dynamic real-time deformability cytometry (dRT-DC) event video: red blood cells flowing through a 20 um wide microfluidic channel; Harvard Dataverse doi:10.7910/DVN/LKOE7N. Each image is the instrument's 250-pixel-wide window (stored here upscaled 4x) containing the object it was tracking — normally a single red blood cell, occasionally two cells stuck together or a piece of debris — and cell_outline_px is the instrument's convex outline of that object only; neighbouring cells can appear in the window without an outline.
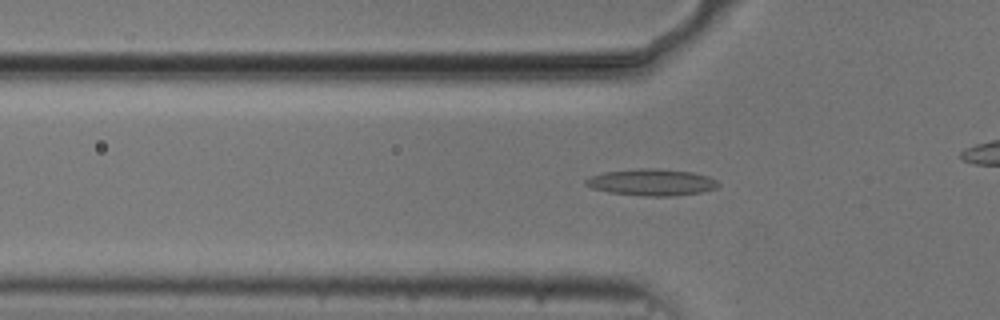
{"species": "common noctule bat (a hibernating species)", "species_latin": "Nyctalus noctula", "temperature_condition": "cold", "stored_images_in_passage": 40, "camera_frame_rate_fps": 3000, "um_per_image_px": 0.085, "animal": {"sex": "male", "body_mass_g": 20.5, "forearm_length_mm": 52.5}, "frame": {"image": 1, "passage_image": 14, "time_ms": 4.333, "image_size_px": [1000, 320], "cell_outline_px": [[720, 184], [716, 188], [700, 192], [672, 196], [644, 196], [612, 192], [592, 188], [584, 184], [584, 180], [592, 176], [604, 172], [640, 168], [656, 168], [692, 172], [708, 176], [716, 180]], "centroid_in_image_um": [55.4, 15.49], "position_along_channel_um": 70.4, "area_um2": 20.4}}
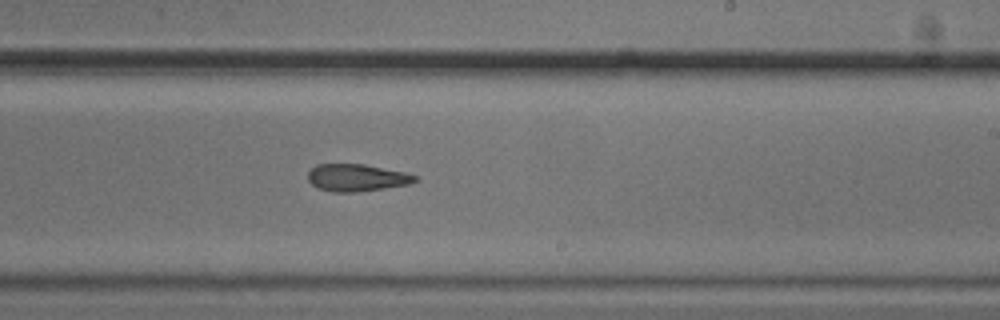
{"frame": {"image": 2, "passage_image": 29, "time_ms": 9.333, "image_size_px": [1000, 320], "cell_outline_px": [[416, 180], [408, 184], [356, 192], [332, 192], [316, 188], [308, 180], [308, 172], [316, 164], [364, 164], [404, 172], [416, 176]], "centroid_in_image_um": [30.25, 15.1], "position_along_channel_um": 258.7, "area_um2": 16.82}}
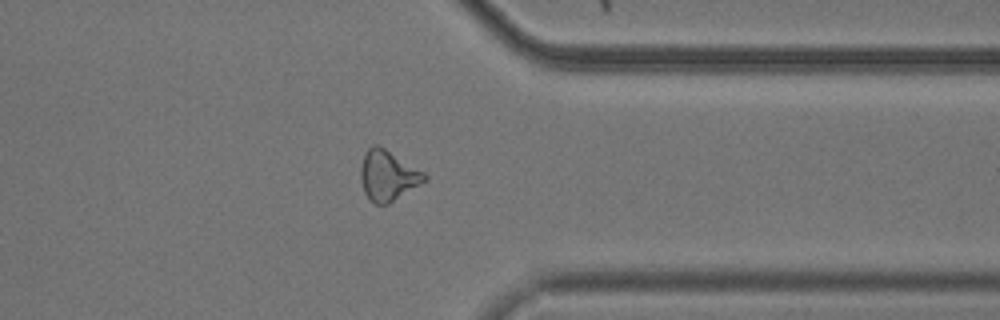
{"frame": {"image": 3, "passage_image": 39, "time_ms": 12.667, "image_size_px": [1000, 320], "cell_outline_px": [[428, 180], [388, 204], [376, 204], [364, 192], [360, 180], [360, 168], [364, 152], [372, 144], [376, 144], [384, 148], [424, 172], [428, 176]], "centroid_in_image_um": [32.96, 14.91], "position_along_channel_um": 378.4, "area_um2": 18.67}}